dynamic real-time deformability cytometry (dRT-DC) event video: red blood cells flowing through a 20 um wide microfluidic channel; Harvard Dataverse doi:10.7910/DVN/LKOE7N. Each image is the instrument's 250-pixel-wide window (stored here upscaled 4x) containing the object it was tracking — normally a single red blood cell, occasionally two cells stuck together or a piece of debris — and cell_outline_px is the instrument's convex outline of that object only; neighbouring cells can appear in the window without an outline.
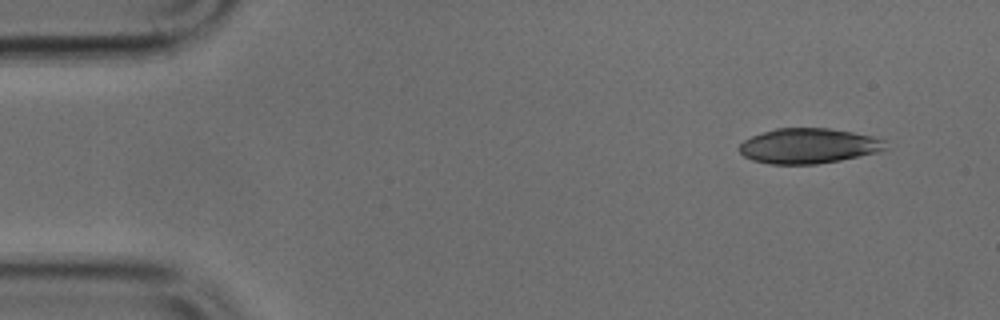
{"species": "common noctule bat (a hibernating species)", "species_latin": "Nyctalus noctula", "temperature_condition": "cold", "stored_images_in_passage": 45, "camera_frame_rate_fps": 3000, "um_per_image_px": 0.085, "animal": {"sex": "male", "body_mass_g": 17.9, "forearm_length_mm": 54.2}, "frame": {"image": 1, "passage_image": 1, "time_ms": 0.0, "image_size_px": [1000, 320], "cell_outline_px": [[884, 148], [876, 152], [840, 160], [816, 164], [768, 164], [752, 160], [744, 156], [736, 148], [744, 140], [752, 136], [776, 128], [828, 128], [852, 132], [872, 136], [884, 140]], "centroid_in_image_um": [68.65, 12.4], "position_along_channel_um": 16.3, "area_um2": 29.71}}